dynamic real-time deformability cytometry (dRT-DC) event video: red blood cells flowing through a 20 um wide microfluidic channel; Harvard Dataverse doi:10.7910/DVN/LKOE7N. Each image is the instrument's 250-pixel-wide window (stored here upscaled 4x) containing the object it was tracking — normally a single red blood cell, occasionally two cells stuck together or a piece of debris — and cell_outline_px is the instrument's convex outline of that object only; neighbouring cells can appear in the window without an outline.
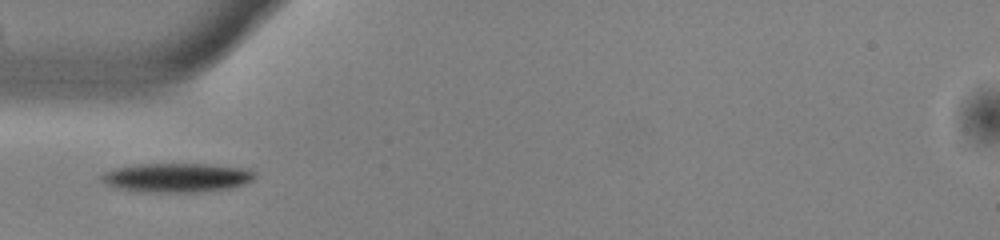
{"species": "common noctule bat (a hibernating species)", "species_latin": "Nyctalus noctula", "temperature_condition": "warm", "stored_images_in_passage": 35, "camera_frame_rate_fps": 3000, "um_per_image_px": 0.085, "animal": {"sex": "male", "body_mass_g": 13.0, "forearm_length_mm": 53.1}, "frame": {"image": 1, "passage_image": 1, "time_ms": 0.0, "image_size_px": [1000, 240], "cell_outline_px": [[256, 176], [252, 180], [244, 184], [228, 188], [204, 192], [152, 192], [124, 188], [104, 184], [100, 180], [100, 176], [104, 172], [116, 168], [140, 164], [208, 164], [240, 168], [252, 172]], "centroid_in_image_um": [15.01, 15.1], "position_along_channel_um": 70.0, "area_um2": 25.55}}
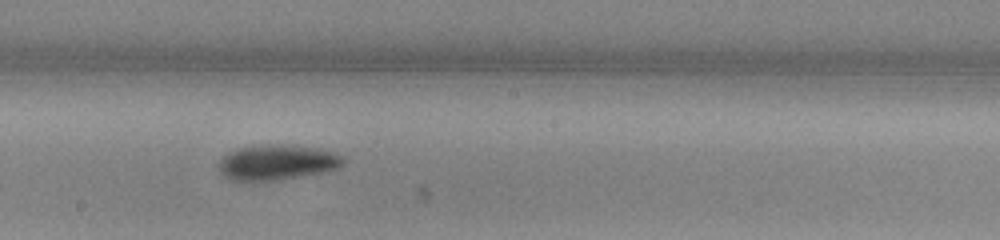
{"frame": {"image": 2, "passage_image": 13, "time_ms": 4.0, "image_size_px": [1000, 240], "cell_outline_px": [[344, 164], [340, 168], [324, 172], [272, 180], [228, 180], [220, 172], [216, 164], [228, 152], [252, 144], [292, 144], [320, 148], [332, 152], [340, 156], [344, 160]], "centroid_in_image_um": [23.53, 13.77], "position_along_channel_um": 224.7, "area_um2": 25.84}}
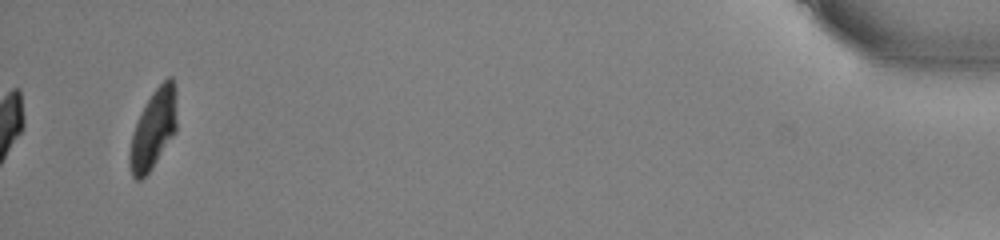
{"frame": {"image": 3, "passage_image": 35, "time_ms": 11.333, "image_size_px": [1000, 240], "cell_outline_px": [[176, 132], [152, 168], [140, 180], [136, 180], [132, 176], [128, 164], [128, 152], [132, 132], [152, 92], [168, 76], [172, 76], [176, 88]], "centroid_in_image_um": [13.04, 11.0], "position_along_channel_um": 422.2, "area_um2": 21.79}}